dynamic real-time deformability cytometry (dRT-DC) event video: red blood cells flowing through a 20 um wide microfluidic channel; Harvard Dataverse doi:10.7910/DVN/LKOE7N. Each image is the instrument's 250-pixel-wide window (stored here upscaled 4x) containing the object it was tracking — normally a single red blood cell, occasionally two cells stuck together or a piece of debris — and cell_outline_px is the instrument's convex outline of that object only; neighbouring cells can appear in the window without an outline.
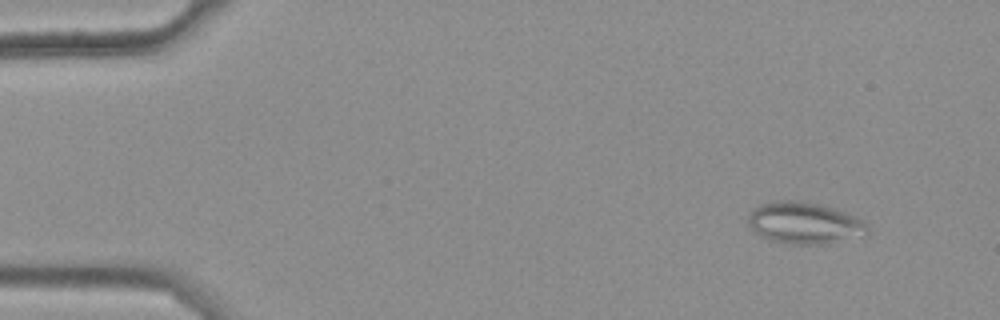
{"species": "common noctule bat (a hibernating species)", "species_latin": "Nyctalus noctula", "temperature_condition": "warm", "stored_images_in_passage": 46, "camera_frame_rate_fps": 3000, "um_per_image_px": 0.085, "animal": {"sex": "female", "body_mass_g": 25.1}, "frame": {"image": 1, "passage_image": 4, "time_ms": 1.0, "image_size_px": [1000, 320], "cell_outline_px": [[868, 232], [828, 244], [792, 244], [772, 240], [760, 236], [748, 224], [748, 216], [760, 204], [780, 200], [800, 200], [820, 204], [856, 216], [864, 220], [868, 224]], "centroid_in_image_um": [68.37, 18.94], "position_along_channel_um": 16.6, "area_um2": 28.67}}
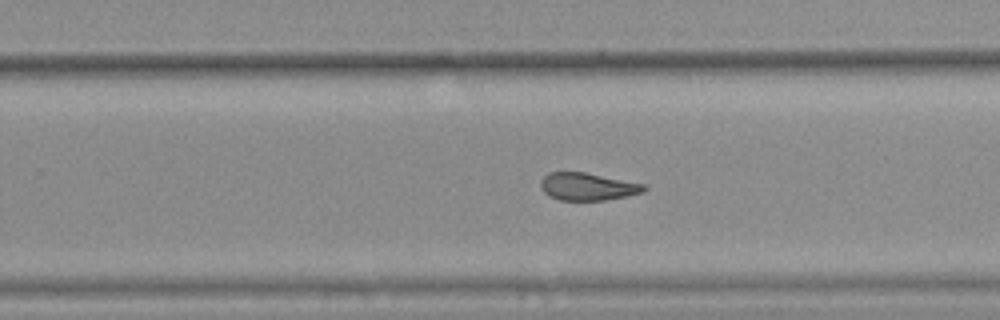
{"frame": {"image": 2, "passage_image": 34, "time_ms": 11.0, "image_size_px": [1000, 320], "cell_outline_px": [[648, 188], [644, 192], [628, 196], [604, 200], [560, 200], [548, 196], [540, 188], [540, 180], [548, 172], [584, 172], [648, 184]], "centroid_in_image_um": [49.98, 15.86], "position_along_channel_um": 279.8, "area_um2": 16.88}}
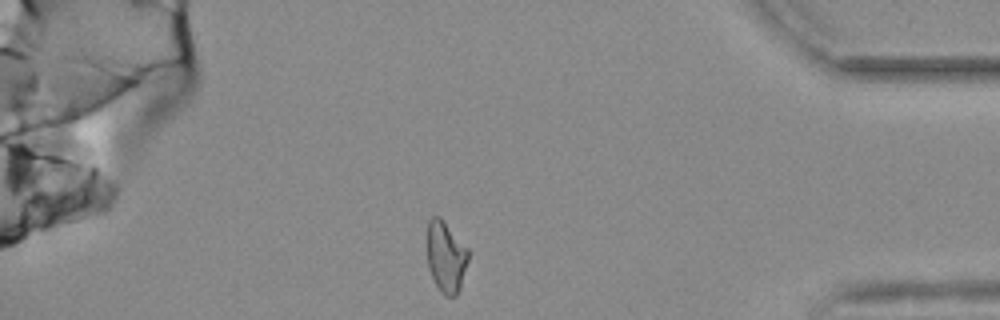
{"frame": {"image": 3, "passage_image": 46, "time_ms": 15.0, "image_size_px": [1000, 320], "cell_outline_px": [[468, 260], [460, 288], [456, 296], [444, 296], [440, 292], [428, 268], [428, 220], [432, 216], [440, 216], [468, 248]], "centroid_in_image_um": [37.91, 21.83], "position_along_channel_um": 397.3, "area_um2": 16.99}, "authors_computed_cell_mechanics": {"area_um2": 18.1203, "velocity_mm_per_s": 3.7087, "shape_relaxation_time_tau1_ms": null, "shape_relaxation_time_tau2_ms": 2.5773, "deformation_change_tau1": null, "deformation_change_tau2": 0.112}}